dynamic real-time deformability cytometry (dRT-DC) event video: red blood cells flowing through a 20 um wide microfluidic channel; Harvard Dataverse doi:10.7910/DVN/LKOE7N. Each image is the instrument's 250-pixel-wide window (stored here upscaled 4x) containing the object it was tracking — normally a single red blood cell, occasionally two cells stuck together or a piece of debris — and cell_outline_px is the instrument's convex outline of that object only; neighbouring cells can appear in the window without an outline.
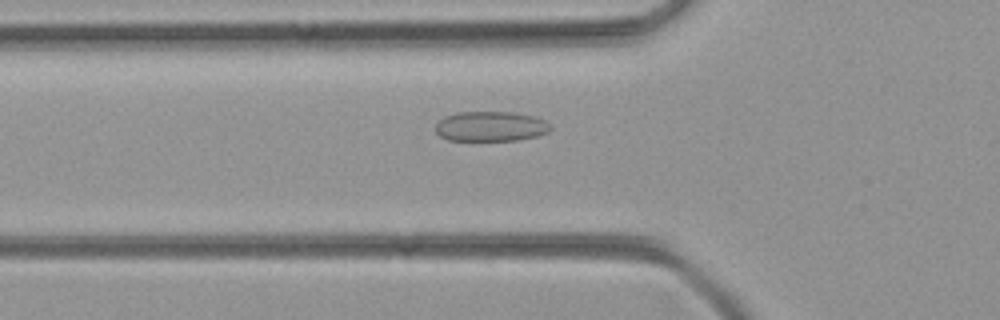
{"species": "common noctule bat (a hibernating species)", "species_latin": "Nyctalus noctula", "temperature_condition": "room temperature", "stored_images_in_passage": 30, "camera_frame_rate_fps": 3000, "um_per_image_px": 0.085, "animal": {"sex": "female", "body_mass_g": 21.9}, "frame": {"image": 1, "passage_image": 3, "time_ms": 0.667, "image_size_px": [1000, 320], "cell_outline_px": [[552, 128], [548, 132], [536, 136], [516, 140], [448, 140], [440, 136], [436, 132], [436, 124], [444, 116], [456, 112], [512, 112], [536, 116], [544, 120]], "centroid_in_image_um": [41.7, 10.73], "position_along_channel_um": 84.1, "area_um2": 20.06}}
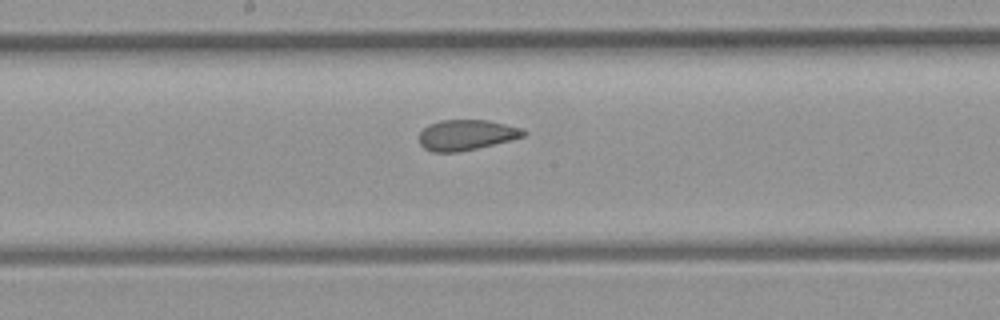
{"frame": {"image": 2, "passage_image": 12, "time_ms": 3.667, "image_size_px": [1000, 320], "cell_outline_px": [[528, 132], [524, 136], [476, 148], [456, 152], [432, 152], [424, 148], [420, 144], [420, 132], [428, 124], [440, 120], [488, 120], [520, 128]], "centroid_in_image_um": [39.6, 11.46], "position_along_channel_um": 208.6, "area_um2": 18.26}}
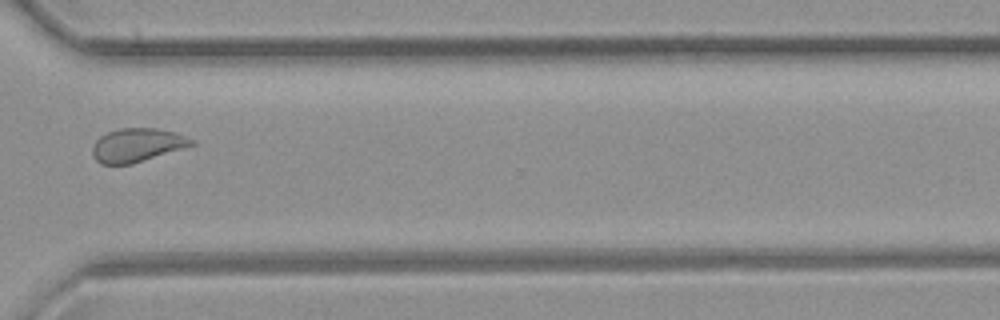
{"frame": {"image": 3, "passage_image": 23, "time_ms": 7.333, "image_size_px": [1000, 320], "cell_outline_px": [[196, 144], [184, 148], [132, 164], [100, 164], [92, 156], [92, 148], [96, 140], [100, 136], [108, 132], [120, 128], [156, 128], [176, 132], [196, 140]], "centroid_in_image_um": [11.67, 12.33], "position_along_channel_um": 358.9, "area_um2": 19.54}}